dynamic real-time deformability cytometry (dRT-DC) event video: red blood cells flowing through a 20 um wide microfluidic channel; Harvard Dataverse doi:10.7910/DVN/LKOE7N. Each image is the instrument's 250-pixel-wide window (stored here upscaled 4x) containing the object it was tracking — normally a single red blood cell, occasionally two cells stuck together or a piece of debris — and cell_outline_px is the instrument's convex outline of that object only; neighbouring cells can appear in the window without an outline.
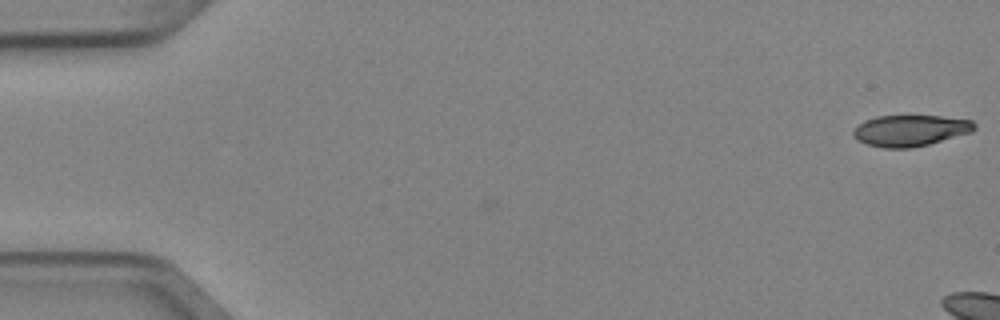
{"species": "Egyptian fruit bat (a non-hibernating species)", "species_latin": "Rousettus aegyptiacus", "temperature_condition": "cold", "stored_images_in_passage": 3, "camera_frame_rate_fps": 3000, "um_per_image_px": 0.085, "animal": {"sex": "female"}, "frame": {"image": 1, "passage_image": 1, "time_ms": 0.0, "image_size_px": [1000, 320], "cell_outline_px": [[976, 128], [972, 132], [928, 144], [912, 148], [884, 148], [868, 144], [852, 136], [852, 132], [864, 120], [876, 116], [940, 116], [972, 120], [976, 124]], "centroid_in_image_um": [77.4, 11.09], "position_along_channel_um": 7.6, "area_um2": 21.91}}